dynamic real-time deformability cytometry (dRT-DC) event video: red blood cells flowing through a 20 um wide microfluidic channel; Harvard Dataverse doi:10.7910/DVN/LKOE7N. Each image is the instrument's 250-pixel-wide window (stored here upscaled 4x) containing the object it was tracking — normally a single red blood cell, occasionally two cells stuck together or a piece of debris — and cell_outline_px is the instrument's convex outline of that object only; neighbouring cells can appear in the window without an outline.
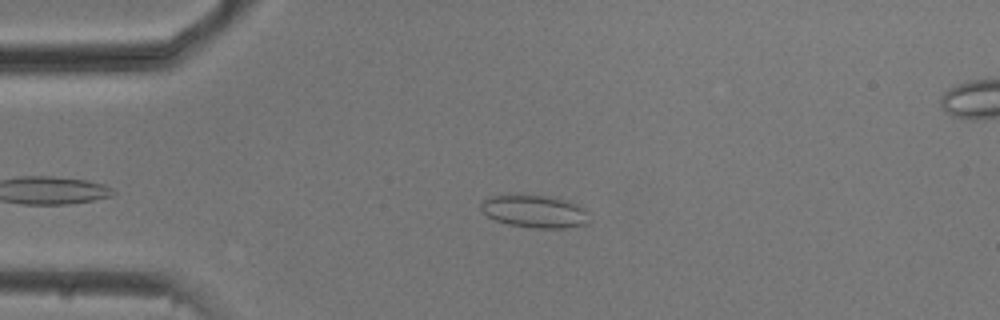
{"species": "common noctule bat (a hibernating species)", "species_latin": "Nyctalus noctula", "temperature_condition": "cold", "stored_images_in_passage": 43, "camera_frame_rate_fps": 3000, "um_per_image_px": 0.085, "animal": {"sex": "male", "body_mass_g": 20.5, "forearm_length_mm": 52.5}, "frame": {"image": 1, "passage_image": 6, "time_ms": 1.667, "image_size_px": [1000, 320], "cell_outline_px": [[588, 224], [564, 228], [532, 228], [508, 224], [496, 220], [488, 216], [480, 208], [480, 204], [484, 200], [492, 196], [504, 192], [520, 192], [552, 196], [572, 200], [588, 208]], "centroid_in_image_um": [45.48, 17.9], "position_along_channel_um": 39.5, "area_um2": 21.85}}
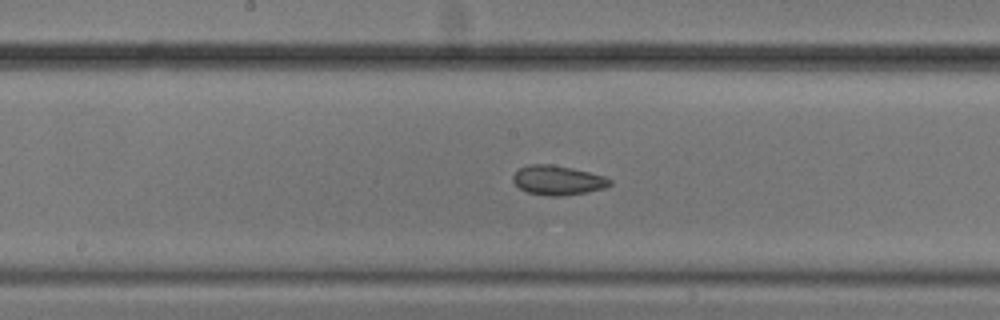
{"frame": {"image": 2, "passage_image": 21, "time_ms": 6.667, "image_size_px": [1000, 320], "cell_outline_px": [[612, 184], [604, 188], [564, 196], [548, 196], [528, 192], [520, 188], [512, 180], [512, 176], [520, 168], [528, 164], [552, 164], [572, 168], [604, 176], [612, 180]], "centroid_in_image_um": [47.4, 15.32], "position_along_channel_um": 200.8, "area_um2": 16.53}}
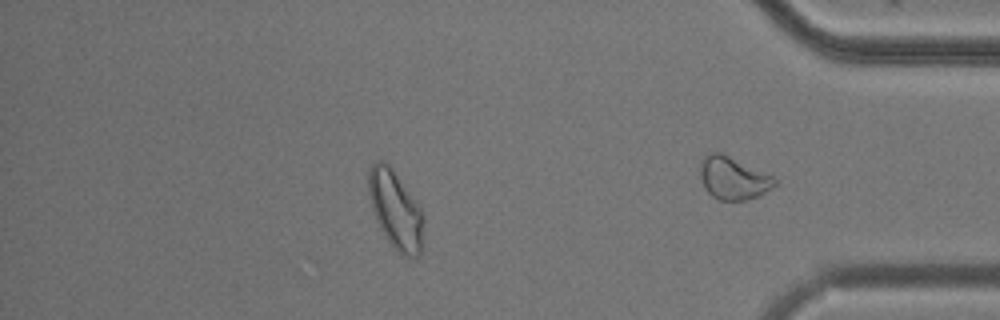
{"frame": {"image": 3, "passage_image": 35, "time_ms": 11.333, "image_size_px": [1000, 320], "cell_outline_px": [[424, 220], [420, 256], [404, 256], [392, 248], [380, 228], [376, 220], [372, 208], [368, 192], [368, 168], [376, 160], [384, 160], [392, 168], [420, 208], [424, 216]], "centroid_in_image_um": [33.6, 17.83], "position_along_channel_um": 401.6, "area_um2": 25.03}, "authors_computed_cell_mechanics": {"area_um2": 17.6868, "velocity_mm_per_s": 3.7417, "shape_relaxation_time_tau1_ms": null, "shape_relaxation_time_tau2_ms": 2.5921, "deformation_change_tau1": null, "deformation_change_tau2": 0.0659}}